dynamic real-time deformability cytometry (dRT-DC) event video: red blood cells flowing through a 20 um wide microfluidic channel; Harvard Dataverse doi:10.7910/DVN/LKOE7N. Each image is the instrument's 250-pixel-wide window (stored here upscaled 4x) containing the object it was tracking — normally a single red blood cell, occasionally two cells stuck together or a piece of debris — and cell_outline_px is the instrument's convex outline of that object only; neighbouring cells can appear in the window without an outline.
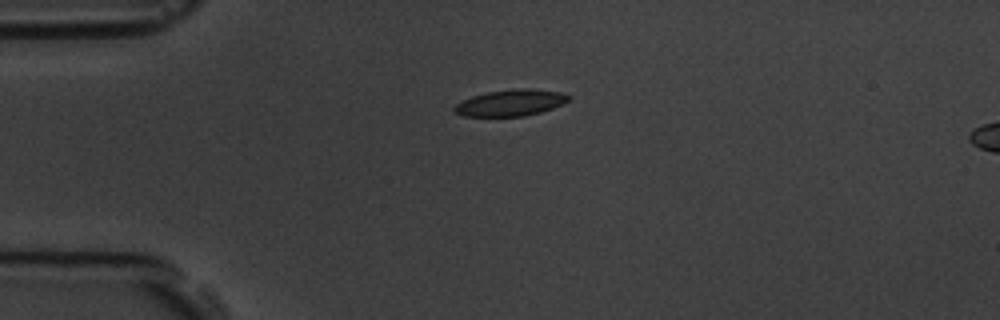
{"species": "common noctule bat (a hibernating species)", "species_latin": "Nyctalus noctula", "temperature_condition": "room temperature", "stored_images_in_passage": 3, "camera_frame_rate_fps": 3000, "um_per_image_px": 0.085, "animal": {"sex": "male", "body_mass_g": 19.5, "forearm_length_mm": 54.6}, "frame": {"image": 1, "passage_image": 1, "time_ms": 0.0, "image_size_px": [1000, 320], "cell_outline_px": [[572, 96], [568, 100], [552, 108], [540, 112], [524, 116], [464, 116], [456, 112], [452, 108], [456, 104], [472, 96], [488, 92], [520, 88], [528, 88], [560, 92]], "centroid_in_image_um": [43.4, 8.73], "position_along_channel_um": 41.6, "area_um2": 17.28}}